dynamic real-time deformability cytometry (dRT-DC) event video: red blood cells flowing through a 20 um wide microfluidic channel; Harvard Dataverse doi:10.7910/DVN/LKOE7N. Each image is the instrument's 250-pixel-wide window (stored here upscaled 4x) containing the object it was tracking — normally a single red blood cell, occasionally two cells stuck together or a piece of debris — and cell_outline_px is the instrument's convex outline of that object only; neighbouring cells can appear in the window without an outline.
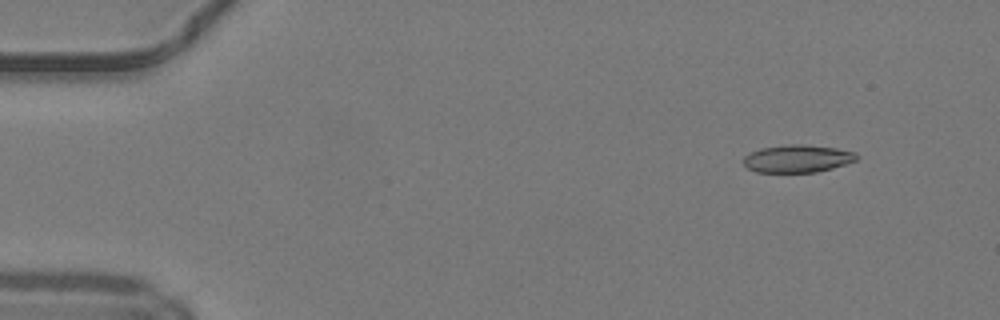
{"species": "common noctule bat (a hibernating species)", "species_latin": "Nyctalus noctula", "temperature_condition": "warm", "stored_images_in_passage": 11, "camera_frame_rate_fps": 3000, "um_per_image_px": 0.085, "animal": {"sex": "male", "body_mass_g": 19.2, "forearm_length_mm": 51.8}, "frame": {"image": 1, "passage_image": 5, "time_ms": 1.333, "image_size_px": [1000, 320], "cell_outline_px": [[856, 160], [832, 168], [816, 172], [756, 172], [748, 168], [744, 164], [744, 156], [760, 148], [788, 144], [804, 144], [836, 148], [856, 152]], "centroid_in_image_um": [67.77, 13.48], "position_along_channel_um": 17.2, "area_um2": 18.09}}